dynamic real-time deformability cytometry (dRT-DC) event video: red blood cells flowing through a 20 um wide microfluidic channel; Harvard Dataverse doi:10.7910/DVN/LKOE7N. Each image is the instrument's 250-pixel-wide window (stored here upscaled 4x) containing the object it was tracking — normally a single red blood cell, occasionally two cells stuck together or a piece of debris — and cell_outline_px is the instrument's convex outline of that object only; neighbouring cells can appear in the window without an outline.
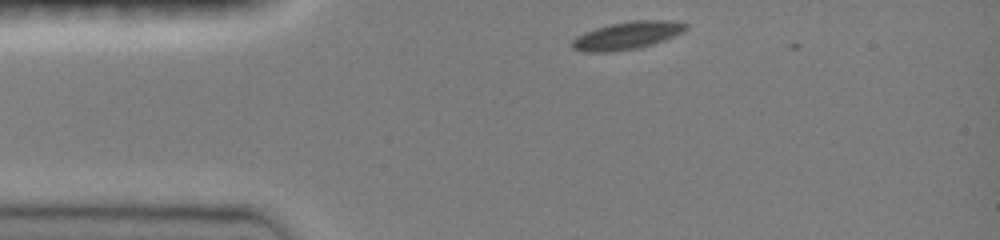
{"species": "common noctule bat (a hibernating species)", "species_latin": "Nyctalus noctula", "temperature_condition": "room temperature", "stored_images_in_passage": 2, "camera_frame_rate_fps": 3000, "um_per_image_px": 0.085, "animal": {"sex": "female", "body_mass_g": 19.0, "forearm_length_mm": 51.5}, "frame": {"image": 1, "passage_image": 1, "time_ms": 0.0, "image_size_px": [1000, 240], "cell_outline_px": [[688, 28], [684, 32], [676, 36], [652, 44], [636, 48], [608, 52], [584, 52], [572, 48], [568, 44], [576, 36], [584, 32], [596, 28], [612, 24], [632, 20], [676, 20], [688, 24]], "centroid_in_image_um": [53.32, 3.01], "position_along_channel_um": 31.7, "area_um2": 18.55}}